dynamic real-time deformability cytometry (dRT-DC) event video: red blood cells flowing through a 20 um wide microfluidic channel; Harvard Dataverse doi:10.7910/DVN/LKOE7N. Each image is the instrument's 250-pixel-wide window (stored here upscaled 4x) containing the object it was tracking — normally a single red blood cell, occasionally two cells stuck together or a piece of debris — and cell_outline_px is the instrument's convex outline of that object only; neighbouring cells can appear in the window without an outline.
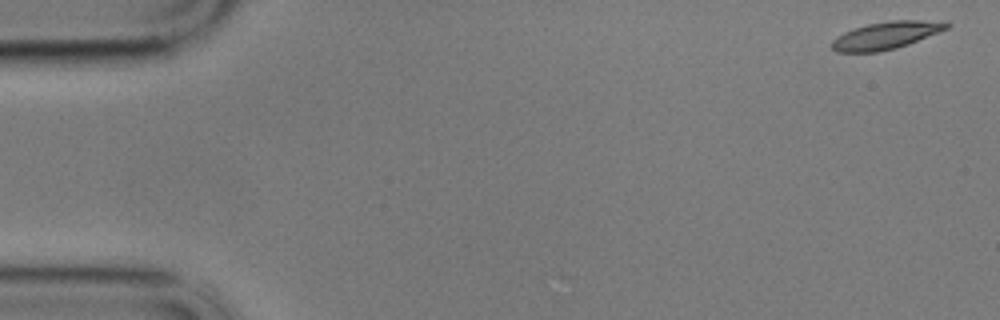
{"species": "common noctule bat (a hibernating species)", "species_latin": "Nyctalus noctula", "temperature_condition": "cold", "stored_images_in_passage": 11, "camera_frame_rate_fps": 3000, "um_per_image_px": 0.085, "animal": {"sex": "male", "body_mass_g": 17.9}, "frame": {"image": 1, "passage_image": 1, "time_ms": 0.0, "image_size_px": [1000, 320], "cell_outline_px": [[952, 24], [948, 28], [908, 44], [896, 48], [880, 52], [836, 52], [832, 48], [832, 40], [836, 36], [844, 32], [868, 24], [892, 20], [920, 20]], "centroid_in_image_um": [75.26, 3.02], "position_along_channel_um": 9.7, "area_um2": 18.03}}